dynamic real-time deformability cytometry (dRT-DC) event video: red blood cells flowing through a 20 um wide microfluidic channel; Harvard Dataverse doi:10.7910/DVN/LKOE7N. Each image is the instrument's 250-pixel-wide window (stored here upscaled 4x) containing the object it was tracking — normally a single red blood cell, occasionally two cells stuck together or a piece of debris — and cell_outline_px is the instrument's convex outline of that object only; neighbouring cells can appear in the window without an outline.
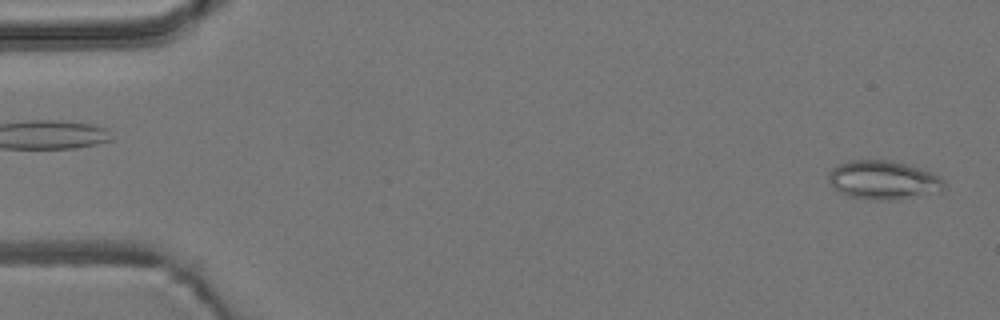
{"species": "common noctule bat (a hibernating species)", "species_latin": "Nyctalus noctula", "temperature_condition": "room temperature", "stored_images_in_passage": 6, "camera_frame_rate_fps": 3000, "um_per_image_px": 0.085, "animal": {"sex": "male", "body_mass_g": 19.2, "forearm_length_mm": 51.8}, "frame": {"image": 1, "passage_image": 6, "time_ms": 5.667, "image_size_px": [1000, 320], "cell_outline_px": [[948, 188], [940, 192], [888, 200], [872, 200], [848, 196], [832, 188], [828, 180], [828, 172], [832, 168], [848, 160], [888, 160], [904, 164], [928, 172], [944, 180]], "centroid_in_image_um": [75.04, 15.32], "position_along_channel_um": 10.0, "area_um2": 25.95}}